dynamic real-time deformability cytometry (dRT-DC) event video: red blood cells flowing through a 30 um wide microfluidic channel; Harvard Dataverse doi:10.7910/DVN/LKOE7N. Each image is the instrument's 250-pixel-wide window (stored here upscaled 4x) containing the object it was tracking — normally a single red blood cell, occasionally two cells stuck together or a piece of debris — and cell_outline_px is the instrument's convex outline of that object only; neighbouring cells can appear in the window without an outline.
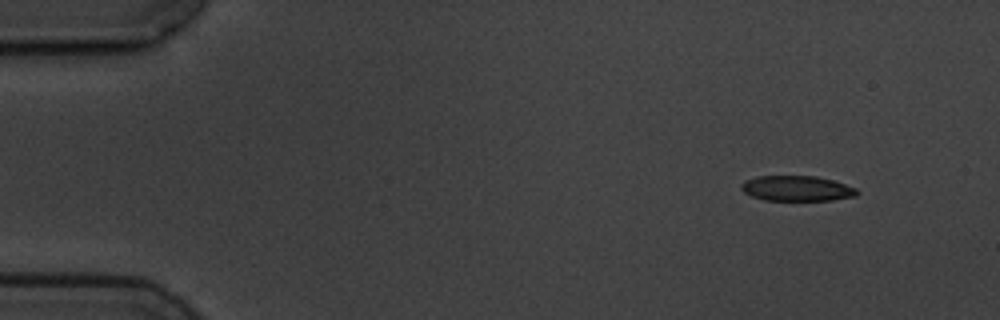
{"species": "common noctule bat (a hibernating species)", "species_latin": "Nyctalus noctula", "temperature_condition": "cold", "stored_images_in_passage": 4, "segment_of_instrument_passage": [2, 2], "camera_frame_rate_fps": 3000, "um_per_image_px": 0.085, "animal": {"sex": "male", "body_mass_g": 19.5, "forearm_length_mm": 54.6}, "frame": {"image": 1, "passage_image": 4, "time_ms": 4.333, "image_size_px": [1000, 320], "cell_outline_px": [[860, 192], [856, 196], [832, 200], [764, 200], [752, 196], [744, 192], [740, 188], [740, 184], [744, 180], [756, 176], [816, 176], [832, 180], [856, 188]], "centroid_in_image_um": [67.71, 16.01], "position_along_channel_um": 17.3, "area_um2": 17.11}}